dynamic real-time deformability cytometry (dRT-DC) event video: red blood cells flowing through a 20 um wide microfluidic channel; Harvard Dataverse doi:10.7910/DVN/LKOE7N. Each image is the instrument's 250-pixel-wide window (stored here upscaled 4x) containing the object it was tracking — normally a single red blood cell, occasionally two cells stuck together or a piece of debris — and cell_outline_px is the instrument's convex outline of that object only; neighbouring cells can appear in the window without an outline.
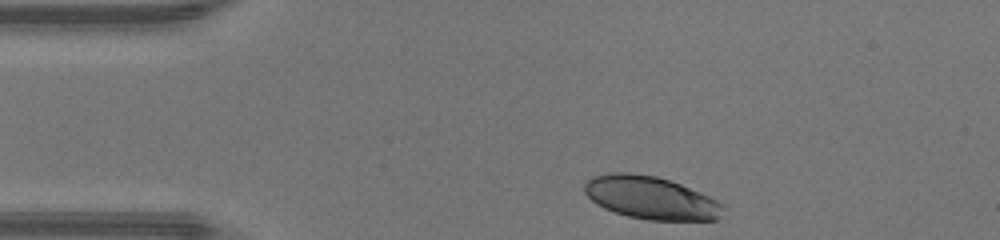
{"species": "human", "species_latin": "Homo sapiens", "temperature_condition": "warm", "stored_images_in_passage": 32, "camera_frame_rate_fps": 3000, "um_per_image_px": 0.085, "donor": {"sex": "male"}, "frame": {"image": 1, "passage_image": 1, "time_ms": 0.0, "image_size_px": [1000, 240], "cell_outline_px": [[724, 204], [716, 220], [648, 220], [628, 216], [604, 208], [596, 204], [584, 192], [584, 184], [592, 176], [612, 172], [632, 172], [656, 176], [680, 184], [700, 192]], "centroid_in_image_um": [55.28, 16.8], "position_along_channel_um": 29.7, "area_um2": 34.39}}
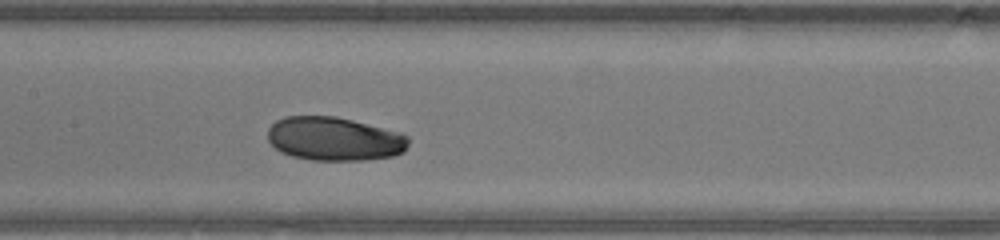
{"frame": {"image": 2, "passage_image": 15, "time_ms": 4.667, "image_size_px": [1000, 240], "cell_outline_px": [[408, 144], [404, 152], [392, 156], [364, 160], [312, 160], [292, 156], [280, 152], [268, 140], [268, 128], [276, 120], [284, 116], [336, 116], [404, 132], [408, 136]], "centroid_in_image_um": [28.44, 11.79], "position_along_channel_um": 179.0, "area_um2": 36.18}}
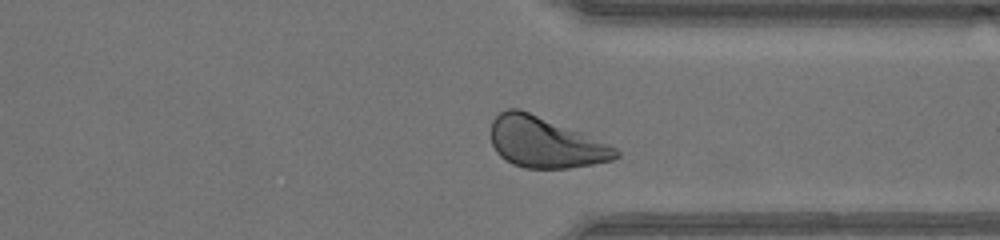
{"frame": {"image": 3, "passage_image": 28, "time_ms": 9.0, "image_size_px": [1000, 240], "cell_outline_px": [[620, 156], [612, 160], [592, 164], [568, 168], [524, 168], [512, 164], [504, 160], [496, 152], [492, 144], [492, 120], [500, 112], [508, 108], [520, 108], [580, 132], [608, 144], [616, 148], [620, 152]], "centroid_in_image_um": [46.31, 12.11], "position_along_channel_um": 365.1, "area_um2": 36.65}, "authors_computed_cell_mechanics": {"area_um2": 35.6048, "velocity_mm_per_s": 4.3271, "shape_relaxation_time_tau1_ms": 1.7454, "shape_relaxation_time_tau2_ms": null, "deformation_change_tau1": 0.092, "deformation_change_tau2": null}}